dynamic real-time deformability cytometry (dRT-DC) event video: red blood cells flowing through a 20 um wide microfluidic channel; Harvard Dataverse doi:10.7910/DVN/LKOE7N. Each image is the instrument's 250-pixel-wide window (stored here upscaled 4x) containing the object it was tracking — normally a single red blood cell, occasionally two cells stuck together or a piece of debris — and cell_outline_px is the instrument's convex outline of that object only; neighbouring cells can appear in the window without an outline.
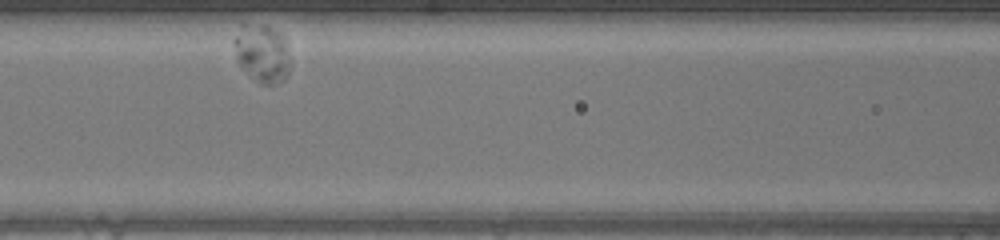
{"species": "human", "species_latin": "Homo sapiens", "temperature_condition": "warm", "stored_images_in_passage": 27, "camera_frame_rate_fps": 3000, "um_per_image_px": 0.085, "donor": {"sex": "male"}, "frame": {"image": 1, "passage_image": 8, "time_ms": 2.333, "image_size_px": [1000, 240], "cell_outline_px": [[288, 72], [284, 80], [276, 84], [260, 84], [236, 60], [232, 40], [236, 36], [260, 24], [268, 24], [280, 32], [284, 40], [288, 60]], "centroid_in_image_um": [22.31, 4.59], "position_along_channel_um": 144.3, "area_um2": 17.98}}
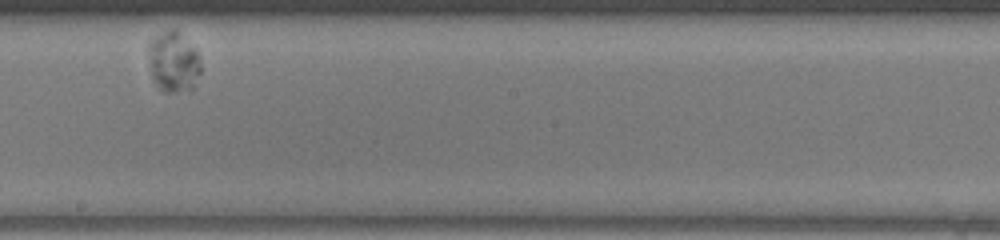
{"frame": {"image": 2, "passage_image": 16, "time_ms": 5.0, "image_size_px": [1000, 240], "cell_outline_px": [[200, 72], [192, 88], [176, 92], [164, 92], [152, 80], [148, 48], [148, 44], [152, 40], [164, 32], [176, 32], [196, 52], [200, 60]], "centroid_in_image_um": [14.72, 5.34], "position_along_channel_um": 233.5, "area_um2": 17.51}}
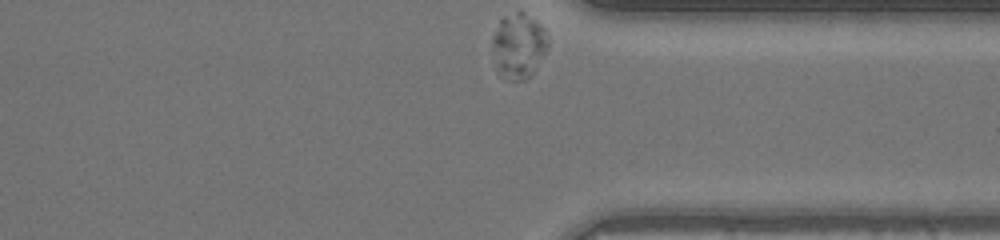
{"frame": {"image": 3, "passage_image": 27, "time_ms": 8.667, "image_size_px": [1000, 240], "cell_outline_px": [[548, 44], [544, 52], [532, 72], [524, 80], [512, 80], [496, 72], [492, 44], [492, 36], [500, 20], [504, 16], [516, 12], [524, 12], [540, 24], [548, 40]], "centroid_in_image_um": [44.03, 3.88], "position_along_channel_um": 367.4, "area_um2": 20.58}}